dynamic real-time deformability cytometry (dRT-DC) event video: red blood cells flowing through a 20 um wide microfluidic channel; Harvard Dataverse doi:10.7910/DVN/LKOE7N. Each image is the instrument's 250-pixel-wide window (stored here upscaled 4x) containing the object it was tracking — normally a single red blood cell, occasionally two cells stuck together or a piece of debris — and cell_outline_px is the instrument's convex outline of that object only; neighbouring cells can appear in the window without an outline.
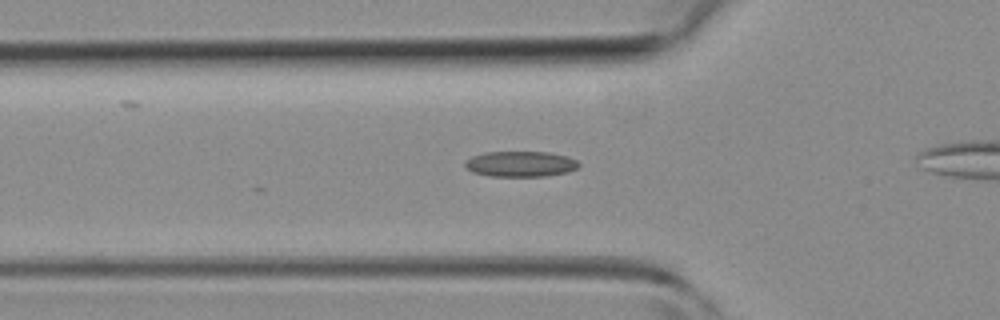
{"species": "common noctule bat (a hibernating species)", "species_latin": "Nyctalus noctula", "temperature_condition": "room temperature", "stored_images_in_passage": 16, "camera_frame_rate_fps": 3000, "um_per_image_px": 0.085, "animal": {"sex": "female", "body_mass_g": 19.3, "forearm_length_mm": 54.1}, "frame": {"image": 1, "passage_image": 11, "time_ms": 3.333, "image_size_px": [1000, 320], "cell_outline_px": [[580, 164], [576, 168], [568, 172], [544, 176], [488, 176], [472, 172], [464, 164], [464, 160], [472, 156], [484, 152], [548, 152], [568, 156], [576, 160]], "centroid_in_image_um": [44.22, 13.93], "position_along_channel_um": 81.6, "area_um2": 16.99}}
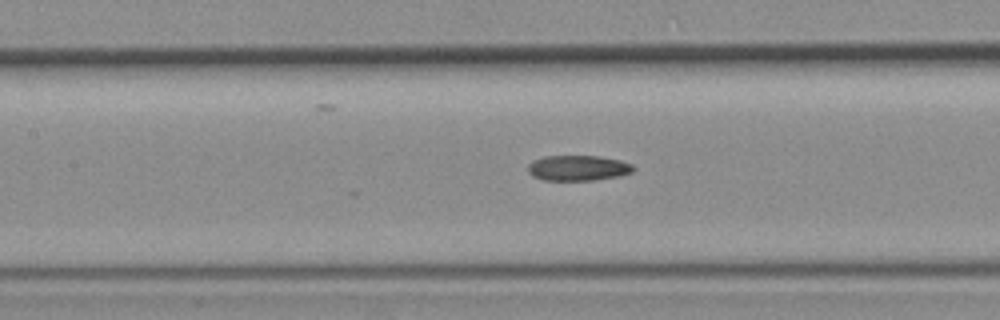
{"frame": {"image": 2, "passage_image": 16, "time_ms": 5.0, "image_size_px": [1000, 320], "cell_outline_px": [[636, 168], [632, 172], [620, 176], [596, 180], [544, 180], [532, 176], [528, 172], [528, 164], [544, 156], [596, 156], [620, 160], [632, 164]], "centroid_in_image_um": [49.15, 14.29], "position_along_channel_um": 158.2, "area_um2": 15.61}}